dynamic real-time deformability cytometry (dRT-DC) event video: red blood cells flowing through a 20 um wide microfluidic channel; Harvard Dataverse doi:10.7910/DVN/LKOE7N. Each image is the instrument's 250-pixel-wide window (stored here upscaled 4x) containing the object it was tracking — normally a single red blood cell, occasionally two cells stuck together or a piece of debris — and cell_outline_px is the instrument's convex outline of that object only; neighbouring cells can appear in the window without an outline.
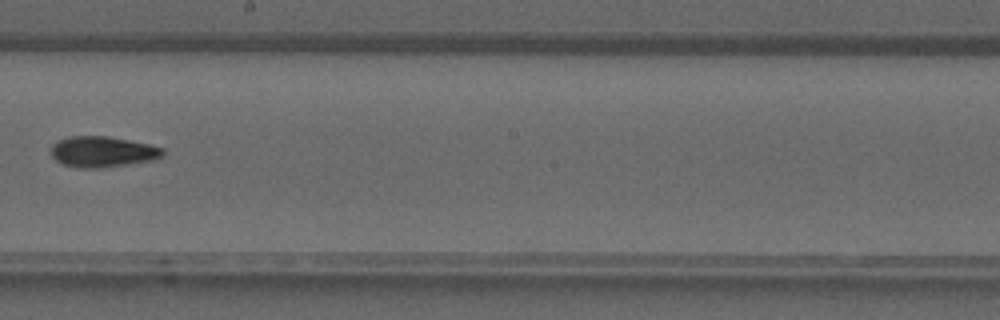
{"species": "common noctule bat (a hibernating species)", "species_latin": "Nyctalus noctula", "temperature_condition": "warm", "stored_images_in_passage": 6, "camera_frame_rate_fps": 3000, "um_per_image_px": 0.085, "animal": {"sex": "male", "forearm_length_mm": 52.5}, "frame": {"image": 1, "passage_image": 6, "time_ms": 5.667, "image_size_px": [1000, 320], "cell_outline_px": [[164, 156], [152, 160], [100, 168], [80, 168], [60, 164], [48, 152], [52, 144], [68, 136], [108, 136], [148, 144], [164, 148]], "centroid_in_image_um": [8.67, 12.9], "position_along_channel_um": 239.5, "area_um2": 20.17}}